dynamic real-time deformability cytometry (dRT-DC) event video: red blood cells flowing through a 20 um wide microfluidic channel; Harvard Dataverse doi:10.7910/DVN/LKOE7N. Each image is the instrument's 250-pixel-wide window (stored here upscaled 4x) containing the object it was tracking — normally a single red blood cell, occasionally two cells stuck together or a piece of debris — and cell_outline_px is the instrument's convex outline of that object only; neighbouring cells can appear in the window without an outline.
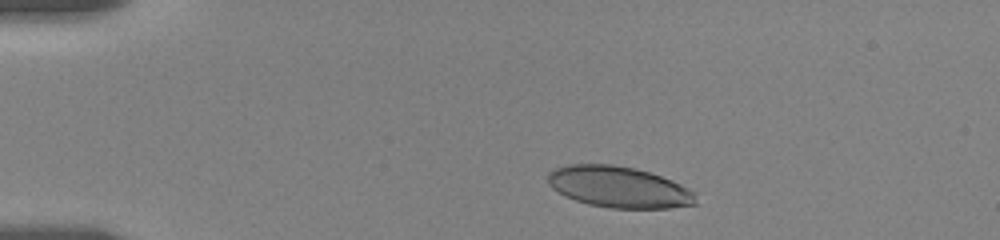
{"species": "human", "species_latin": "Homo sapiens", "temperature_condition": "room temperature", "stored_images_in_passage": 20, "camera_frame_rate_fps": 3000, "um_per_image_px": 0.085, "donor": {"sex": "female"}, "frame": {"image": 1, "passage_image": 3, "time_ms": 0.667, "image_size_px": [1000, 240], "cell_outline_px": [[696, 204], [672, 208], [608, 208], [588, 204], [564, 196], [552, 188], [548, 184], [548, 172], [556, 168], [568, 164], [612, 164], [636, 168], [672, 180], [696, 192]], "centroid_in_image_um": [52.6, 15.9], "position_along_channel_um": 32.4, "area_um2": 35.72}}
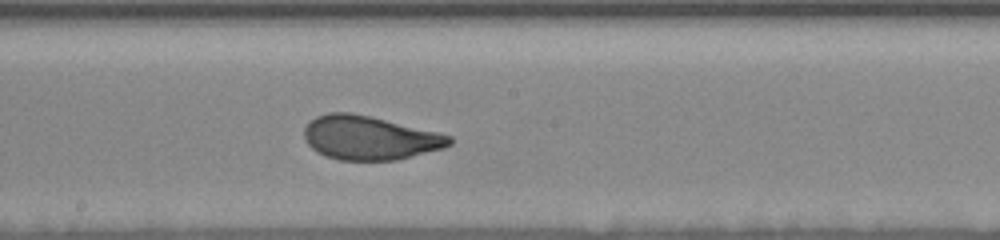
{"frame": {"image": 2, "passage_image": 12, "time_ms": 3.667, "image_size_px": [1000, 240], "cell_outline_px": [[452, 144], [444, 148], [396, 160], [340, 160], [324, 156], [316, 152], [308, 144], [304, 136], [304, 128], [316, 116], [328, 112], [352, 112], [440, 132], [452, 136]], "centroid_in_image_um": [31.42, 11.71], "position_along_channel_um": 216.8, "area_um2": 37.28}}
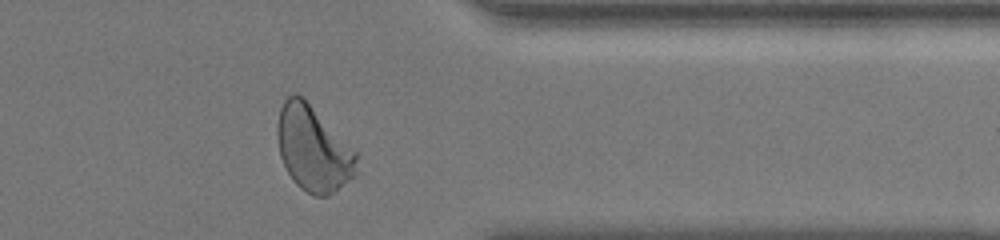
{"frame": {"image": 3, "passage_image": 19, "time_ms": 6.0, "image_size_px": [1000, 240], "cell_outline_px": [[356, 176], [328, 196], [316, 196], [300, 188], [292, 180], [280, 156], [276, 132], [276, 128], [280, 108], [284, 100], [292, 92], [296, 92], [304, 96], [356, 152]], "centroid_in_image_um": [26.6, 12.61], "position_along_channel_um": 384.8, "area_um2": 39.54}}